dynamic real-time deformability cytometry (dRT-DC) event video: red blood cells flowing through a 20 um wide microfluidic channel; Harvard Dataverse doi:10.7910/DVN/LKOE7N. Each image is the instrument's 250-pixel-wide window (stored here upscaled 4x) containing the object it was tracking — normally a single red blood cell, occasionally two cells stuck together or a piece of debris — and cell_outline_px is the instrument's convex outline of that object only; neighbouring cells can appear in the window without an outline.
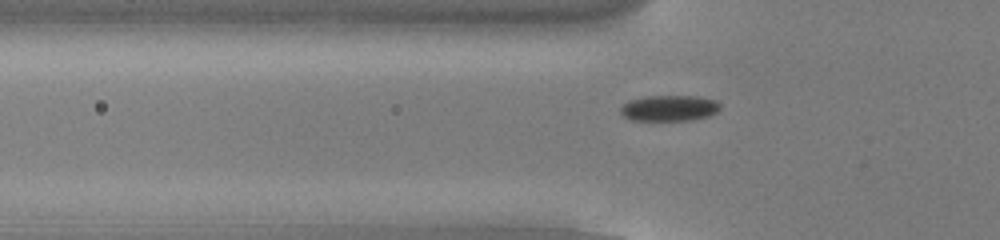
{"species": "common noctule bat (a hibernating species)", "species_latin": "Nyctalus noctula", "temperature_condition": "cold", "stored_images_in_passage": 48, "camera_frame_rate_fps": 3000, "um_per_image_px": 0.085, "animal": {"sex": "male", "body_mass_g": 13.0, "forearm_length_mm": 53.1}, "frame": {"image": 1, "passage_image": 12, "time_ms": 3.667, "image_size_px": [1000, 240], "cell_outline_px": [[720, 108], [716, 112], [708, 116], [688, 120], [632, 120], [624, 116], [620, 112], [620, 108], [628, 100], [644, 96], [696, 96], [716, 100], [720, 104]], "centroid_in_image_um": [56.87, 9.18], "position_along_channel_um": 68.9, "area_um2": 14.97}}
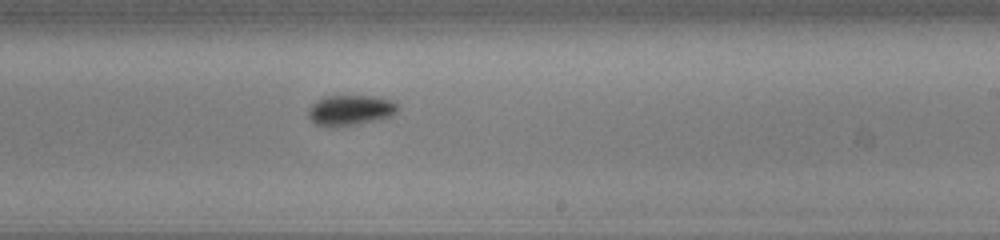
{"frame": {"image": 2, "passage_image": 27, "time_ms": 8.667, "image_size_px": [1000, 240], "cell_outline_px": [[396, 112], [392, 116], [380, 120], [336, 128], [312, 124], [308, 116], [308, 108], [316, 100], [324, 96], [372, 96], [392, 100], [396, 104]], "centroid_in_image_um": [29.72, 9.39], "position_along_channel_um": 259.3, "area_um2": 16.18}}
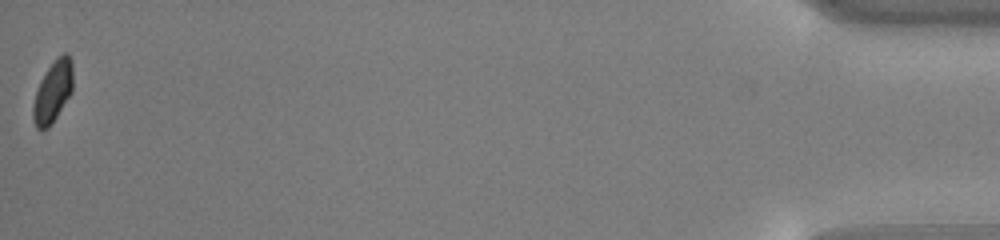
{"frame": {"image": 3, "passage_image": 48, "time_ms": 15.667, "image_size_px": [1000, 240], "cell_outline_px": [[72, 92], [48, 128], [36, 128], [32, 120], [32, 108], [36, 92], [40, 80], [48, 68], [64, 52], [68, 52], [72, 60]], "centroid_in_image_um": [4.49, 7.79], "position_along_channel_um": 430.7, "area_um2": 14.05}, "authors_computed_cell_mechanics": {"area_um2": 14.9413, "velocity_mm_per_s": 3.8194, "shape_relaxation_time_tau1_ms": 2.994, "shape_relaxation_time_tau2_ms": null, "deformation_change_tau1": 0.068, "deformation_change_tau2": null}}